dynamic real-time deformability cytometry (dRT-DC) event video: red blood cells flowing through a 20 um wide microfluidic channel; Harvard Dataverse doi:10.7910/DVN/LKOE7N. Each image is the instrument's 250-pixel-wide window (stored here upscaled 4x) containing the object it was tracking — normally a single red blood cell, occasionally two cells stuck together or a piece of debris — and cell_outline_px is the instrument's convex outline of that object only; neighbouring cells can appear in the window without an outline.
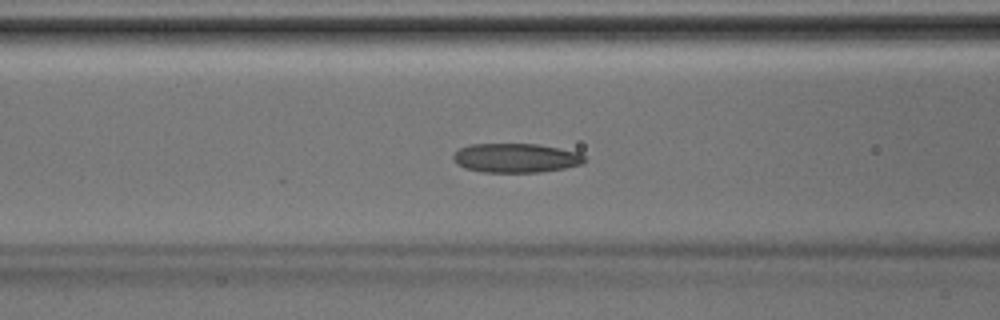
{"species": "Egyptian fruit bat (a non-hibernating species)", "species_latin": "Rousettus aegyptiacus", "temperature_condition": "room temperature", "stored_images_in_passage": 36, "camera_frame_rate_fps": 3000, "um_per_image_px": 0.085, "animal": {"sex": "male"}, "frame": {"image": 1, "passage_image": 11, "time_ms": 3.333, "image_size_px": [1000, 320], "cell_outline_px": [[584, 164], [564, 168], [540, 172], [484, 172], [464, 168], [456, 164], [452, 156], [460, 148], [468, 144], [536, 144], [560, 148], [580, 152], [584, 156]], "centroid_in_image_um": [43.85, 13.42], "position_along_channel_um": 122.7, "area_um2": 22.43}}
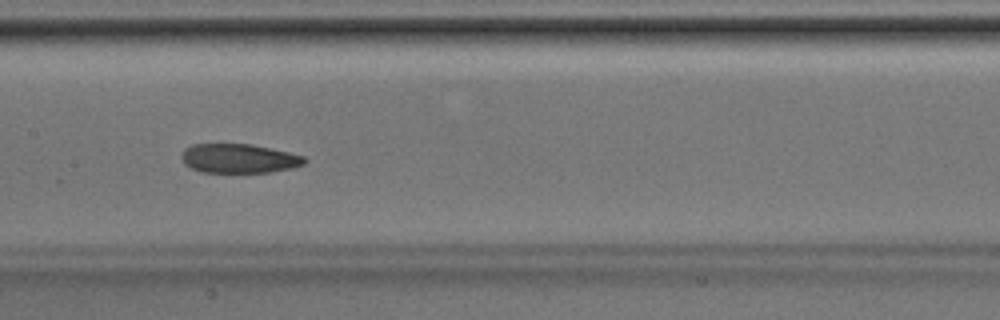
{"frame": {"image": 2, "passage_image": 15, "time_ms": 4.667, "image_size_px": [1000, 320], "cell_outline_px": [[308, 160], [304, 164], [292, 168], [268, 172], [200, 172], [184, 164], [180, 156], [184, 148], [192, 144], [252, 144], [288, 152], [304, 156]], "centroid_in_image_um": [20.29, 13.46], "position_along_channel_um": 187.1, "area_um2": 20.98}}
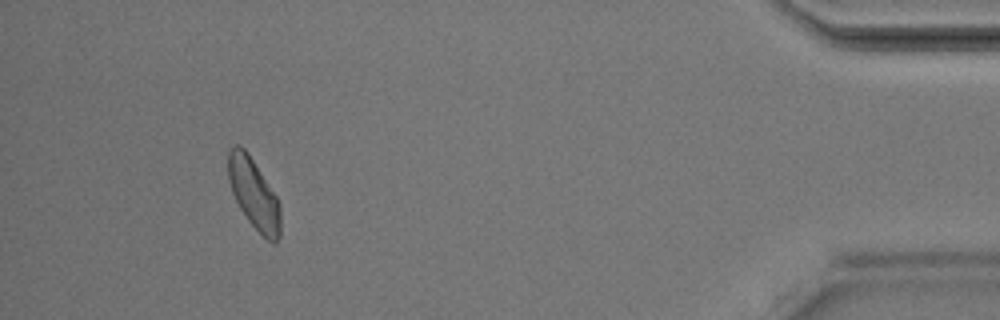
{"frame": {"image": 3, "passage_image": 33, "time_ms": 10.667, "image_size_px": [1000, 320], "cell_outline_px": [[280, 236], [276, 244], [272, 244], [248, 220], [240, 208], [232, 192], [228, 180], [228, 148], [236, 144], [240, 144], [248, 152], [276, 196], [280, 204]], "centroid_in_image_um": [21.57, 16.45], "position_along_channel_um": 413.6, "area_um2": 21.39}}